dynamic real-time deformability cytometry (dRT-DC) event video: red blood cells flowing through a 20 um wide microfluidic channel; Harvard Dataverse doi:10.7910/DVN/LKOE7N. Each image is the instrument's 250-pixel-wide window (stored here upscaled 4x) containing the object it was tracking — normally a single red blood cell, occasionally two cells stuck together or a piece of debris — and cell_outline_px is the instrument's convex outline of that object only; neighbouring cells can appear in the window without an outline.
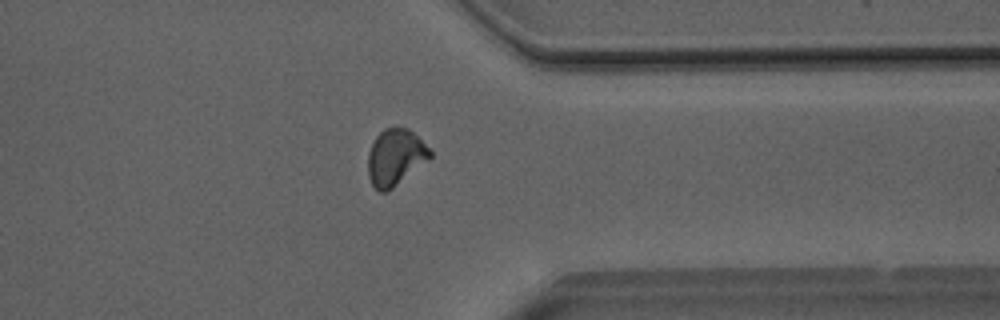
{"species": "Egyptian fruit bat (a non-hibernating species)", "species_latin": "Rousettus aegyptiacus", "temperature_condition": "room temperature", "stored_images_in_passage": 38, "camera_frame_rate_fps": 3000, "um_per_image_px": 0.085, "animal": {"sex": "male"}, "frame": {"image": 1, "passage_image": 33, "time_ms": 10.667, "image_size_px": [1000, 320], "cell_outline_px": [[432, 156], [428, 160], [388, 192], [380, 192], [372, 184], [368, 176], [368, 152], [376, 136], [384, 128], [396, 124], [408, 128], [432, 152]], "centroid_in_image_um": [33.58, 13.34], "position_along_channel_um": 377.8, "area_um2": 20.52}, "authors_computed_cell_mechanics": {"area_um2": 20.3167, "velocity_mm_per_s": 4.0689, "shape_relaxation_time_tau1_ms": 7.5356, "shape_relaxation_time_tau2_ms": 1.6072, "deformation_change_tau1": 0.1767, "deformation_change_tau2": 0.0705}}